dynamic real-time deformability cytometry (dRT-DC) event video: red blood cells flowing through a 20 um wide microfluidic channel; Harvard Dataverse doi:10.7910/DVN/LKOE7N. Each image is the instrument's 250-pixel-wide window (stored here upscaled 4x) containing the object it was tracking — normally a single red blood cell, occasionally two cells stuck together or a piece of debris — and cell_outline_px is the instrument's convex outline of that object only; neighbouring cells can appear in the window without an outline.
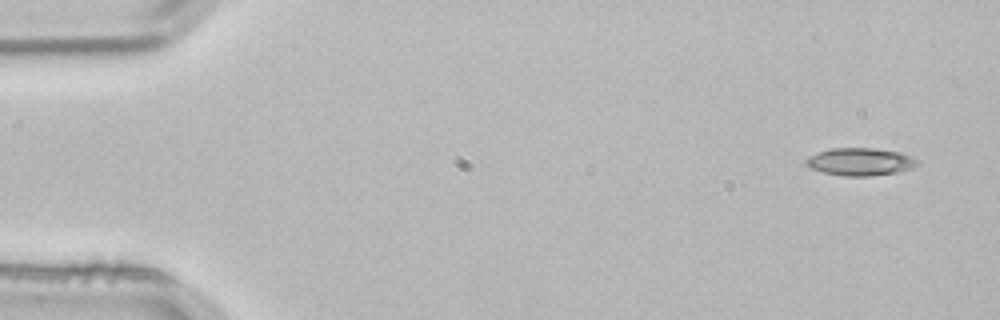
{"species": "common noctule bat (a hibernating species)", "species_latin": "Nyctalus noctula", "temperature_condition": "room temperature", "stored_images_in_passage": 4, "segment_of_instrument_passage": [1, 2], "camera_frame_rate_fps": 3000, "um_per_image_px": 0.085, "animal": {"sex": "male", "body_mass_g": 21.5, "forearm_length_mm": 52.0}, "frame": {"image": 1, "passage_image": 1, "time_ms": 0.0, "image_size_px": [1000, 320], "cell_outline_px": [[920, 164], [912, 168], [900, 172], [872, 176], [844, 176], [824, 172], [808, 168], [808, 160], [812, 156], [820, 152], [832, 148], [872, 148], [900, 152], [912, 156], [920, 160]], "centroid_in_image_um": [73.23, 13.76], "position_along_channel_um": 11.8, "area_um2": 17.86}}